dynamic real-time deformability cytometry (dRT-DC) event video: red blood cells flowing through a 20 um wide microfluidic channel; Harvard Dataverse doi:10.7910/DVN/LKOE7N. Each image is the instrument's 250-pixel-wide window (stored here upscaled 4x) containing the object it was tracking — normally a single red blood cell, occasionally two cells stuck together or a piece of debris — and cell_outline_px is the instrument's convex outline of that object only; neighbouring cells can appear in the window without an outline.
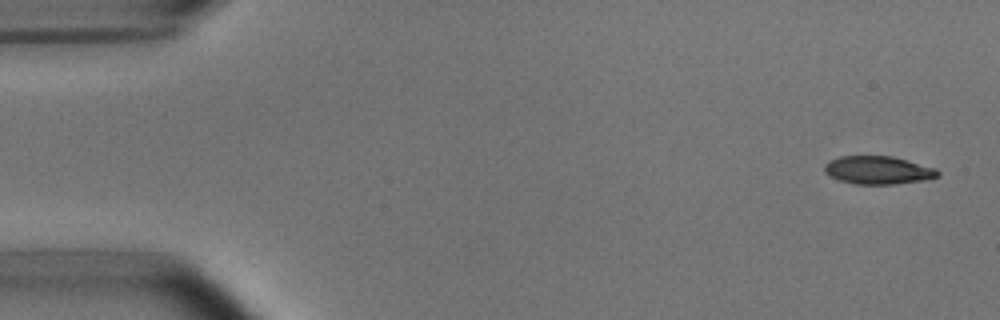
{"species": "common noctule bat (a hibernating species)", "species_latin": "Nyctalus noctula", "temperature_condition": "room temperature", "stored_images_in_passage": 5, "camera_frame_rate_fps": 3000, "um_per_image_px": 0.085, "animal": {"sex": "male", "body_mass_g": 15.6}, "frame": {"image": 1, "passage_image": 1, "time_ms": 0.0, "image_size_px": [1000, 320], "cell_outline_px": [[940, 176], [928, 180], [892, 184], [856, 184], [840, 180], [824, 172], [824, 164], [840, 156], [892, 156], [936, 168], [940, 172]], "centroid_in_image_um": [74.68, 14.46], "position_along_channel_um": 10.3, "area_um2": 18.5}}
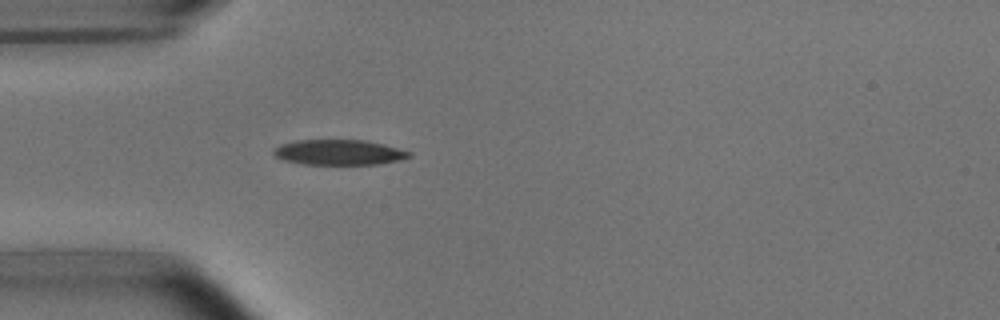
{"frame": {"image": 2, "passage_image": 5, "time_ms": 4.333, "image_size_px": [1000, 320], "cell_outline_px": [[412, 156], [400, 160], [376, 164], [304, 164], [284, 160], [276, 156], [272, 152], [272, 148], [280, 144], [296, 140], [364, 140], [384, 144], [412, 152]], "centroid_in_image_um": [28.8, 12.94], "position_along_channel_um": 56.2, "area_um2": 20.0}}